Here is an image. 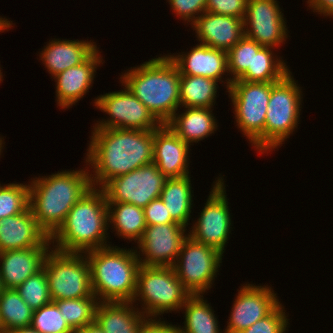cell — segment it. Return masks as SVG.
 I'll use <instances>...</instances> for the list:
<instances>
[{
    "instance_id": "cell-1",
    "label": "cell",
    "mask_w": 333,
    "mask_h": 333,
    "mask_svg": "<svg viewBox=\"0 0 333 333\" xmlns=\"http://www.w3.org/2000/svg\"><path fill=\"white\" fill-rule=\"evenodd\" d=\"M91 130L84 162L92 169V187L103 188L111 179L153 163L154 130Z\"/></svg>"
},
{
    "instance_id": "cell-2",
    "label": "cell",
    "mask_w": 333,
    "mask_h": 333,
    "mask_svg": "<svg viewBox=\"0 0 333 333\" xmlns=\"http://www.w3.org/2000/svg\"><path fill=\"white\" fill-rule=\"evenodd\" d=\"M83 169L62 170L29 180V208L39 227L51 237L68 212L92 187L87 163Z\"/></svg>"
},
{
    "instance_id": "cell-3",
    "label": "cell",
    "mask_w": 333,
    "mask_h": 333,
    "mask_svg": "<svg viewBox=\"0 0 333 333\" xmlns=\"http://www.w3.org/2000/svg\"><path fill=\"white\" fill-rule=\"evenodd\" d=\"M107 198L102 188L91 187L71 208L65 221L50 237L54 250L85 253L112 244ZM108 242V243H107Z\"/></svg>"
},
{
    "instance_id": "cell-4",
    "label": "cell",
    "mask_w": 333,
    "mask_h": 333,
    "mask_svg": "<svg viewBox=\"0 0 333 333\" xmlns=\"http://www.w3.org/2000/svg\"><path fill=\"white\" fill-rule=\"evenodd\" d=\"M129 69L120 75V81L161 124H166L180 111V71L176 64L167 54H160Z\"/></svg>"
},
{
    "instance_id": "cell-5",
    "label": "cell",
    "mask_w": 333,
    "mask_h": 333,
    "mask_svg": "<svg viewBox=\"0 0 333 333\" xmlns=\"http://www.w3.org/2000/svg\"><path fill=\"white\" fill-rule=\"evenodd\" d=\"M107 246L85 252L93 294L99 302H132L140 265L136 250Z\"/></svg>"
},
{
    "instance_id": "cell-6",
    "label": "cell",
    "mask_w": 333,
    "mask_h": 333,
    "mask_svg": "<svg viewBox=\"0 0 333 333\" xmlns=\"http://www.w3.org/2000/svg\"><path fill=\"white\" fill-rule=\"evenodd\" d=\"M191 296L177 278L173 267L141 265L137 274V289L132 303L147 318H161L164 313H180ZM139 301V302H138ZM137 303V304H136Z\"/></svg>"
},
{
    "instance_id": "cell-7",
    "label": "cell",
    "mask_w": 333,
    "mask_h": 333,
    "mask_svg": "<svg viewBox=\"0 0 333 333\" xmlns=\"http://www.w3.org/2000/svg\"><path fill=\"white\" fill-rule=\"evenodd\" d=\"M302 93V86L298 85L291 71L280 81L271 82L264 127V153L278 150L298 129Z\"/></svg>"
},
{
    "instance_id": "cell-8",
    "label": "cell",
    "mask_w": 333,
    "mask_h": 333,
    "mask_svg": "<svg viewBox=\"0 0 333 333\" xmlns=\"http://www.w3.org/2000/svg\"><path fill=\"white\" fill-rule=\"evenodd\" d=\"M233 104L236 128L259 154H264V127L271 82L235 80L226 91Z\"/></svg>"
},
{
    "instance_id": "cell-9",
    "label": "cell",
    "mask_w": 333,
    "mask_h": 333,
    "mask_svg": "<svg viewBox=\"0 0 333 333\" xmlns=\"http://www.w3.org/2000/svg\"><path fill=\"white\" fill-rule=\"evenodd\" d=\"M52 301L96 297L85 253H64L53 248L44 260Z\"/></svg>"
},
{
    "instance_id": "cell-10",
    "label": "cell",
    "mask_w": 333,
    "mask_h": 333,
    "mask_svg": "<svg viewBox=\"0 0 333 333\" xmlns=\"http://www.w3.org/2000/svg\"><path fill=\"white\" fill-rule=\"evenodd\" d=\"M219 176L215 178L206 203L201 213H198L200 214L198 219L194 220L192 227L189 228L188 235L196 242L211 246L224 255L233 230L231 218L233 215L228 206L225 176L221 174Z\"/></svg>"
},
{
    "instance_id": "cell-11",
    "label": "cell",
    "mask_w": 333,
    "mask_h": 333,
    "mask_svg": "<svg viewBox=\"0 0 333 333\" xmlns=\"http://www.w3.org/2000/svg\"><path fill=\"white\" fill-rule=\"evenodd\" d=\"M222 258L224 255L217 249L196 242L188 236L182 243L173 268L177 278L191 295L205 294L213 288Z\"/></svg>"
},
{
    "instance_id": "cell-12",
    "label": "cell",
    "mask_w": 333,
    "mask_h": 333,
    "mask_svg": "<svg viewBox=\"0 0 333 333\" xmlns=\"http://www.w3.org/2000/svg\"><path fill=\"white\" fill-rule=\"evenodd\" d=\"M119 91L100 94L93 100V106L108 115L99 119L93 128H121L152 131L161 123L148 108L126 87Z\"/></svg>"
},
{
    "instance_id": "cell-13",
    "label": "cell",
    "mask_w": 333,
    "mask_h": 333,
    "mask_svg": "<svg viewBox=\"0 0 333 333\" xmlns=\"http://www.w3.org/2000/svg\"><path fill=\"white\" fill-rule=\"evenodd\" d=\"M166 179L156 165L150 163L111 179L102 189L107 203L122 202L144 208L160 198Z\"/></svg>"
},
{
    "instance_id": "cell-14",
    "label": "cell",
    "mask_w": 333,
    "mask_h": 333,
    "mask_svg": "<svg viewBox=\"0 0 333 333\" xmlns=\"http://www.w3.org/2000/svg\"><path fill=\"white\" fill-rule=\"evenodd\" d=\"M243 21L245 36L263 47L279 49L289 37L287 21L277 0H248Z\"/></svg>"
},
{
    "instance_id": "cell-15",
    "label": "cell",
    "mask_w": 333,
    "mask_h": 333,
    "mask_svg": "<svg viewBox=\"0 0 333 333\" xmlns=\"http://www.w3.org/2000/svg\"><path fill=\"white\" fill-rule=\"evenodd\" d=\"M188 236L187 228L178 223L146 226L135 246L140 265L173 267Z\"/></svg>"
},
{
    "instance_id": "cell-16",
    "label": "cell",
    "mask_w": 333,
    "mask_h": 333,
    "mask_svg": "<svg viewBox=\"0 0 333 333\" xmlns=\"http://www.w3.org/2000/svg\"><path fill=\"white\" fill-rule=\"evenodd\" d=\"M244 285V286H243ZM237 289L224 333H240L269 315L280 303L269 285L244 283Z\"/></svg>"
},
{
    "instance_id": "cell-17",
    "label": "cell",
    "mask_w": 333,
    "mask_h": 333,
    "mask_svg": "<svg viewBox=\"0 0 333 333\" xmlns=\"http://www.w3.org/2000/svg\"><path fill=\"white\" fill-rule=\"evenodd\" d=\"M167 55L176 64L181 75L210 78L223 86L226 84L227 90L231 86L232 81L228 77L227 52L224 50L198 43L186 53L181 51V53L172 55L168 53ZM223 75L227 78H224Z\"/></svg>"
},
{
    "instance_id": "cell-18",
    "label": "cell",
    "mask_w": 333,
    "mask_h": 333,
    "mask_svg": "<svg viewBox=\"0 0 333 333\" xmlns=\"http://www.w3.org/2000/svg\"><path fill=\"white\" fill-rule=\"evenodd\" d=\"M101 56L98 47L84 62L53 77L56 104L62 110L72 108L91 90L97 68L105 62Z\"/></svg>"
},
{
    "instance_id": "cell-19",
    "label": "cell",
    "mask_w": 333,
    "mask_h": 333,
    "mask_svg": "<svg viewBox=\"0 0 333 333\" xmlns=\"http://www.w3.org/2000/svg\"><path fill=\"white\" fill-rule=\"evenodd\" d=\"M190 147L167 124H161L154 130L153 163L166 178L188 176Z\"/></svg>"
},
{
    "instance_id": "cell-20",
    "label": "cell",
    "mask_w": 333,
    "mask_h": 333,
    "mask_svg": "<svg viewBox=\"0 0 333 333\" xmlns=\"http://www.w3.org/2000/svg\"><path fill=\"white\" fill-rule=\"evenodd\" d=\"M190 26L200 44L226 52L245 36L244 21L233 16L205 12Z\"/></svg>"
},
{
    "instance_id": "cell-21",
    "label": "cell",
    "mask_w": 333,
    "mask_h": 333,
    "mask_svg": "<svg viewBox=\"0 0 333 333\" xmlns=\"http://www.w3.org/2000/svg\"><path fill=\"white\" fill-rule=\"evenodd\" d=\"M28 207L24 212L0 219V252L29 247H52Z\"/></svg>"
},
{
    "instance_id": "cell-22",
    "label": "cell",
    "mask_w": 333,
    "mask_h": 333,
    "mask_svg": "<svg viewBox=\"0 0 333 333\" xmlns=\"http://www.w3.org/2000/svg\"><path fill=\"white\" fill-rule=\"evenodd\" d=\"M52 247H29L0 252V277L3 288L16 289L40 271Z\"/></svg>"
},
{
    "instance_id": "cell-23",
    "label": "cell",
    "mask_w": 333,
    "mask_h": 333,
    "mask_svg": "<svg viewBox=\"0 0 333 333\" xmlns=\"http://www.w3.org/2000/svg\"><path fill=\"white\" fill-rule=\"evenodd\" d=\"M93 41L53 38L39 52V60L53 78L66 69L84 62L98 48Z\"/></svg>"
},
{
    "instance_id": "cell-24",
    "label": "cell",
    "mask_w": 333,
    "mask_h": 333,
    "mask_svg": "<svg viewBox=\"0 0 333 333\" xmlns=\"http://www.w3.org/2000/svg\"><path fill=\"white\" fill-rule=\"evenodd\" d=\"M181 108L184 111L177 110L166 124L190 146L211 136L218 129V121L212 112L213 108Z\"/></svg>"
},
{
    "instance_id": "cell-25",
    "label": "cell",
    "mask_w": 333,
    "mask_h": 333,
    "mask_svg": "<svg viewBox=\"0 0 333 333\" xmlns=\"http://www.w3.org/2000/svg\"><path fill=\"white\" fill-rule=\"evenodd\" d=\"M146 318L132 302H99L95 314L104 333H137Z\"/></svg>"
},
{
    "instance_id": "cell-26",
    "label": "cell",
    "mask_w": 333,
    "mask_h": 333,
    "mask_svg": "<svg viewBox=\"0 0 333 333\" xmlns=\"http://www.w3.org/2000/svg\"><path fill=\"white\" fill-rule=\"evenodd\" d=\"M190 176L167 178L160 195L172 219L186 228L191 225L189 223L194 206Z\"/></svg>"
},
{
    "instance_id": "cell-27",
    "label": "cell",
    "mask_w": 333,
    "mask_h": 333,
    "mask_svg": "<svg viewBox=\"0 0 333 333\" xmlns=\"http://www.w3.org/2000/svg\"><path fill=\"white\" fill-rule=\"evenodd\" d=\"M274 50L275 48L263 47L253 40L252 69H247L237 80L246 82L280 81L290 72V67Z\"/></svg>"
},
{
    "instance_id": "cell-28",
    "label": "cell",
    "mask_w": 333,
    "mask_h": 333,
    "mask_svg": "<svg viewBox=\"0 0 333 333\" xmlns=\"http://www.w3.org/2000/svg\"><path fill=\"white\" fill-rule=\"evenodd\" d=\"M107 205L110 230L113 229L118 238L138 243L147 226L143 208L122 202Z\"/></svg>"
},
{
    "instance_id": "cell-29",
    "label": "cell",
    "mask_w": 333,
    "mask_h": 333,
    "mask_svg": "<svg viewBox=\"0 0 333 333\" xmlns=\"http://www.w3.org/2000/svg\"><path fill=\"white\" fill-rule=\"evenodd\" d=\"M204 294L191 295L181 308L184 324L176 325L178 333H224L220 329L217 315Z\"/></svg>"
},
{
    "instance_id": "cell-30",
    "label": "cell",
    "mask_w": 333,
    "mask_h": 333,
    "mask_svg": "<svg viewBox=\"0 0 333 333\" xmlns=\"http://www.w3.org/2000/svg\"><path fill=\"white\" fill-rule=\"evenodd\" d=\"M218 87L216 80L180 74V107L213 108Z\"/></svg>"
},
{
    "instance_id": "cell-31",
    "label": "cell",
    "mask_w": 333,
    "mask_h": 333,
    "mask_svg": "<svg viewBox=\"0 0 333 333\" xmlns=\"http://www.w3.org/2000/svg\"><path fill=\"white\" fill-rule=\"evenodd\" d=\"M33 313L16 289H3L0 294V325L3 333L30 326Z\"/></svg>"
},
{
    "instance_id": "cell-32",
    "label": "cell",
    "mask_w": 333,
    "mask_h": 333,
    "mask_svg": "<svg viewBox=\"0 0 333 333\" xmlns=\"http://www.w3.org/2000/svg\"><path fill=\"white\" fill-rule=\"evenodd\" d=\"M63 319L74 330L77 331L95 322L97 297H86L78 299H64L54 301Z\"/></svg>"
},
{
    "instance_id": "cell-33",
    "label": "cell",
    "mask_w": 333,
    "mask_h": 333,
    "mask_svg": "<svg viewBox=\"0 0 333 333\" xmlns=\"http://www.w3.org/2000/svg\"><path fill=\"white\" fill-rule=\"evenodd\" d=\"M16 291L33 311L50 303L52 299L44 266L18 286Z\"/></svg>"
},
{
    "instance_id": "cell-34",
    "label": "cell",
    "mask_w": 333,
    "mask_h": 333,
    "mask_svg": "<svg viewBox=\"0 0 333 333\" xmlns=\"http://www.w3.org/2000/svg\"><path fill=\"white\" fill-rule=\"evenodd\" d=\"M29 207V184L0 183V219L18 215Z\"/></svg>"
},
{
    "instance_id": "cell-35",
    "label": "cell",
    "mask_w": 333,
    "mask_h": 333,
    "mask_svg": "<svg viewBox=\"0 0 333 333\" xmlns=\"http://www.w3.org/2000/svg\"><path fill=\"white\" fill-rule=\"evenodd\" d=\"M30 326L40 333H75L53 301L34 311Z\"/></svg>"
},
{
    "instance_id": "cell-36",
    "label": "cell",
    "mask_w": 333,
    "mask_h": 333,
    "mask_svg": "<svg viewBox=\"0 0 333 333\" xmlns=\"http://www.w3.org/2000/svg\"><path fill=\"white\" fill-rule=\"evenodd\" d=\"M253 40L244 36L227 51L228 72L231 81L237 80L247 69H252Z\"/></svg>"
},
{
    "instance_id": "cell-37",
    "label": "cell",
    "mask_w": 333,
    "mask_h": 333,
    "mask_svg": "<svg viewBox=\"0 0 333 333\" xmlns=\"http://www.w3.org/2000/svg\"><path fill=\"white\" fill-rule=\"evenodd\" d=\"M284 307L280 303L269 315L240 333H287L290 319Z\"/></svg>"
},
{
    "instance_id": "cell-38",
    "label": "cell",
    "mask_w": 333,
    "mask_h": 333,
    "mask_svg": "<svg viewBox=\"0 0 333 333\" xmlns=\"http://www.w3.org/2000/svg\"><path fill=\"white\" fill-rule=\"evenodd\" d=\"M170 9L180 21L191 25L201 14L206 12L207 0H166ZM189 22V23H188Z\"/></svg>"
},
{
    "instance_id": "cell-39",
    "label": "cell",
    "mask_w": 333,
    "mask_h": 333,
    "mask_svg": "<svg viewBox=\"0 0 333 333\" xmlns=\"http://www.w3.org/2000/svg\"><path fill=\"white\" fill-rule=\"evenodd\" d=\"M248 0H207L206 12L244 20Z\"/></svg>"
},
{
    "instance_id": "cell-40",
    "label": "cell",
    "mask_w": 333,
    "mask_h": 333,
    "mask_svg": "<svg viewBox=\"0 0 333 333\" xmlns=\"http://www.w3.org/2000/svg\"><path fill=\"white\" fill-rule=\"evenodd\" d=\"M143 211L147 226L176 223L161 198L152 200Z\"/></svg>"
},
{
    "instance_id": "cell-41",
    "label": "cell",
    "mask_w": 333,
    "mask_h": 333,
    "mask_svg": "<svg viewBox=\"0 0 333 333\" xmlns=\"http://www.w3.org/2000/svg\"><path fill=\"white\" fill-rule=\"evenodd\" d=\"M137 333H178L176 325L161 318H146Z\"/></svg>"
},
{
    "instance_id": "cell-42",
    "label": "cell",
    "mask_w": 333,
    "mask_h": 333,
    "mask_svg": "<svg viewBox=\"0 0 333 333\" xmlns=\"http://www.w3.org/2000/svg\"><path fill=\"white\" fill-rule=\"evenodd\" d=\"M306 3L312 12L333 18V0H307Z\"/></svg>"
},
{
    "instance_id": "cell-43",
    "label": "cell",
    "mask_w": 333,
    "mask_h": 333,
    "mask_svg": "<svg viewBox=\"0 0 333 333\" xmlns=\"http://www.w3.org/2000/svg\"><path fill=\"white\" fill-rule=\"evenodd\" d=\"M75 333H104L96 322L87 325L86 327L75 331Z\"/></svg>"
},
{
    "instance_id": "cell-44",
    "label": "cell",
    "mask_w": 333,
    "mask_h": 333,
    "mask_svg": "<svg viewBox=\"0 0 333 333\" xmlns=\"http://www.w3.org/2000/svg\"><path fill=\"white\" fill-rule=\"evenodd\" d=\"M6 333H40L31 326L23 327V328H17L11 331H8Z\"/></svg>"
},
{
    "instance_id": "cell-45",
    "label": "cell",
    "mask_w": 333,
    "mask_h": 333,
    "mask_svg": "<svg viewBox=\"0 0 333 333\" xmlns=\"http://www.w3.org/2000/svg\"><path fill=\"white\" fill-rule=\"evenodd\" d=\"M4 145H5L4 137L0 136V158H1L2 153H3Z\"/></svg>"
},
{
    "instance_id": "cell-46",
    "label": "cell",
    "mask_w": 333,
    "mask_h": 333,
    "mask_svg": "<svg viewBox=\"0 0 333 333\" xmlns=\"http://www.w3.org/2000/svg\"><path fill=\"white\" fill-rule=\"evenodd\" d=\"M1 66V65H0ZM2 68L0 67V83H1V81L3 82V72H2V70H1Z\"/></svg>"
},
{
    "instance_id": "cell-47",
    "label": "cell",
    "mask_w": 333,
    "mask_h": 333,
    "mask_svg": "<svg viewBox=\"0 0 333 333\" xmlns=\"http://www.w3.org/2000/svg\"><path fill=\"white\" fill-rule=\"evenodd\" d=\"M3 286H2V281H1V277H0V294L2 293V291H3Z\"/></svg>"
},
{
    "instance_id": "cell-48",
    "label": "cell",
    "mask_w": 333,
    "mask_h": 333,
    "mask_svg": "<svg viewBox=\"0 0 333 333\" xmlns=\"http://www.w3.org/2000/svg\"><path fill=\"white\" fill-rule=\"evenodd\" d=\"M0 333H3V330H2V328H1V325H0Z\"/></svg>"
}]
</instances>
